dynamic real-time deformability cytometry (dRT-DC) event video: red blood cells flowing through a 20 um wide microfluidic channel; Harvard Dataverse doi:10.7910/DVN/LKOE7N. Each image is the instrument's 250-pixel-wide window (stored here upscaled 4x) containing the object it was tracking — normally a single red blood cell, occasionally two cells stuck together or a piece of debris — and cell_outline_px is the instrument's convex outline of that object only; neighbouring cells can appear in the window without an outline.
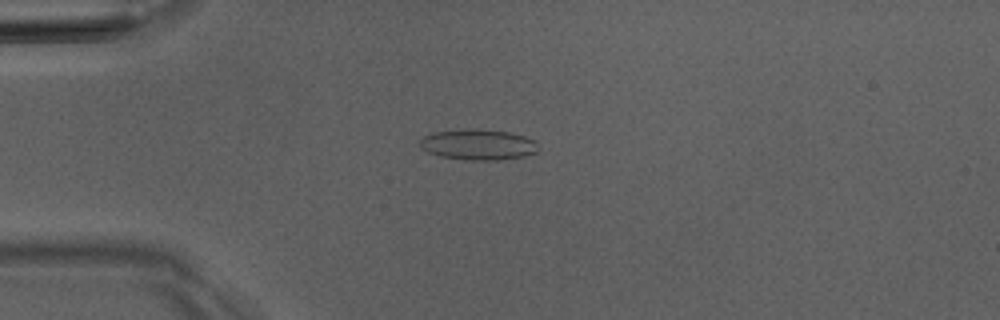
{"species": "Egyptian fruit bat (a non-hibernating species)", "species_latin": "Rousettus aegyptiacus", "temperature_condition": "room temperature", "stored_images_in_passage": 7, "camera_frame_rate_fps": 3000, "um_per_image_px": 0.085, "animal": {"sex": "male"}, "frame": {"image": 1, "passage_image": 4, "time_ms": 3.667, "image_size_px": [1000, 320], "cell_outline_px": [[536, 152], [524, 156], [500, 160], [464, 160], [440, 156], [428, 152], [420, 148], [420, 140], [424, 136], [432, 132], [464, 128], [476, 128], [508, 132], [524, 136], [536, 140]], "centroid_in_image_um": [40.6, 12.28], "position_along_channel_um": 44.4, "area_um2": 21.39}}